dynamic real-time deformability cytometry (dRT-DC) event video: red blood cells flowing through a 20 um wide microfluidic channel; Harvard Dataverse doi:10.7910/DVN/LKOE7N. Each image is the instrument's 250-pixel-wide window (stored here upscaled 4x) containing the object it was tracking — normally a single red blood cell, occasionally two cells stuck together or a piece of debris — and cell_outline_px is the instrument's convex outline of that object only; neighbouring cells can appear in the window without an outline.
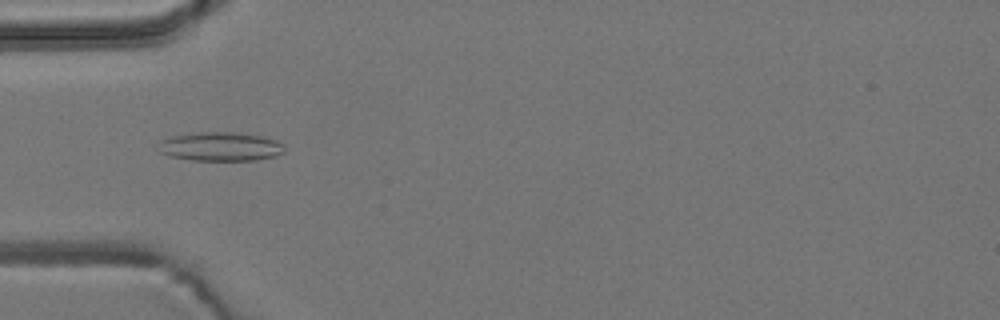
{"species": "common noctule bat (a hibernating species)", "species_latin": "Nyctalus noctula", "temperature_condition": "room temperature", "stored_images_in_passage": 7, "camera_frame_rate_fps": 3000, "um_per_image_px": 0.085, "animal": {"sex": "male", "body_mass_g": 19.2, "forearm_length_mm": 51.8}, "frame": {"image": 1, "passage_image": 5, "time_ms": 4.667, "image_size_px": [1000, 320], "cell_outline_px": [[284, 152], [276, 156], [256, 160], [192, 160], [168, 156], [160, 152], [160, 140], [168, 136], [200, 132], [236, 132], [260, 136], [276, 140], [284, 144]], "centroid_in_image_um": [18.73, 12.45], "position_along_channel_um": 66.3, "area_um2": 21.33}}
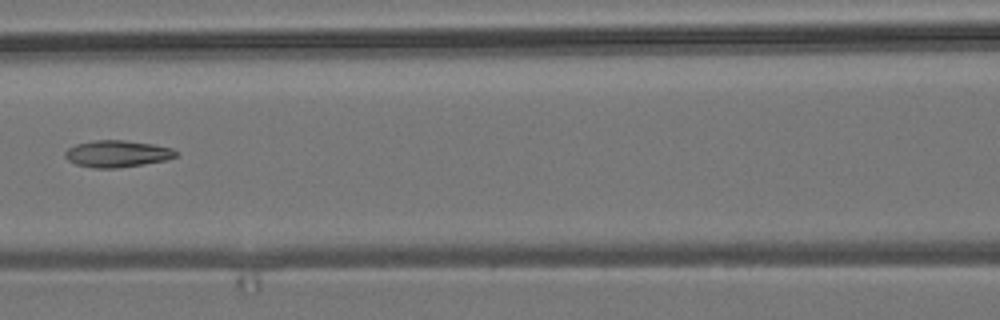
{"frame": {"image": 2, "passage_image": 7, "time_ms": 7.0, "image_size_px": [1000, 320], "cell_outline_px": [[176, 156], [168, 160], [144, 164], [116, 168], [92, 168], [76, 164], [68, 160], [64, 156], [64, 152], [68, 148], [76, 144], [96, 140], [124, 140], [152, 144], [172, 148], [176, 152]], "centroid_in_image_um": [9.94, 13.07], "position_along_channel_um": 156.7, "area_um2": 17.28}}